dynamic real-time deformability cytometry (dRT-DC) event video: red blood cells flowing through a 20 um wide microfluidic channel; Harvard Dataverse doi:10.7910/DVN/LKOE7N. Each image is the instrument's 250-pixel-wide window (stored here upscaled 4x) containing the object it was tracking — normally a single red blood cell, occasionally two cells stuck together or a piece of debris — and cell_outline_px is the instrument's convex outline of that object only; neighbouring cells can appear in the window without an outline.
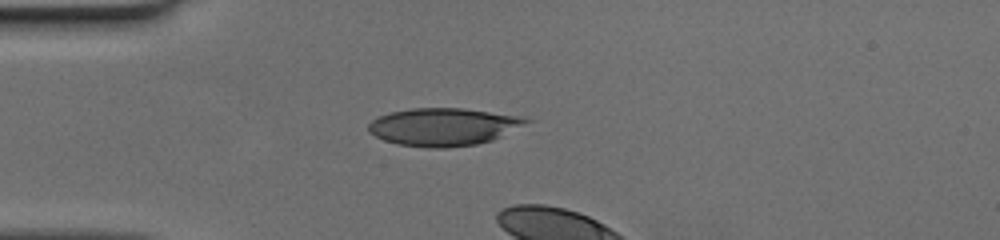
{"species": "human", "species_latin": "Homo sapiens", "temperature_condition": "cold", "stored_images_in_passage": 4, "camera_frame_rate_fps": 3000, "um_per_image_px": 0.085, "donor": {"sex": "female"}, "frame": {"image": 1, "passage_image": 1, "time_ms": 0.0, "image_size_px": [1000, 240], "cell_outline_px": [[536, 120], [492, 140], [476, 144], [448, 148], [428, 148], [396, 144], [384, 140], [368, 132], [368, 124], [372, 120], [380, 116], [392, 112], [412, 108], [464, 108], [524, 116]], "centroid_in_image_um": [37.75, 10.78], "position_along_channel_um": 47.3, "area_um2": 34.97}}